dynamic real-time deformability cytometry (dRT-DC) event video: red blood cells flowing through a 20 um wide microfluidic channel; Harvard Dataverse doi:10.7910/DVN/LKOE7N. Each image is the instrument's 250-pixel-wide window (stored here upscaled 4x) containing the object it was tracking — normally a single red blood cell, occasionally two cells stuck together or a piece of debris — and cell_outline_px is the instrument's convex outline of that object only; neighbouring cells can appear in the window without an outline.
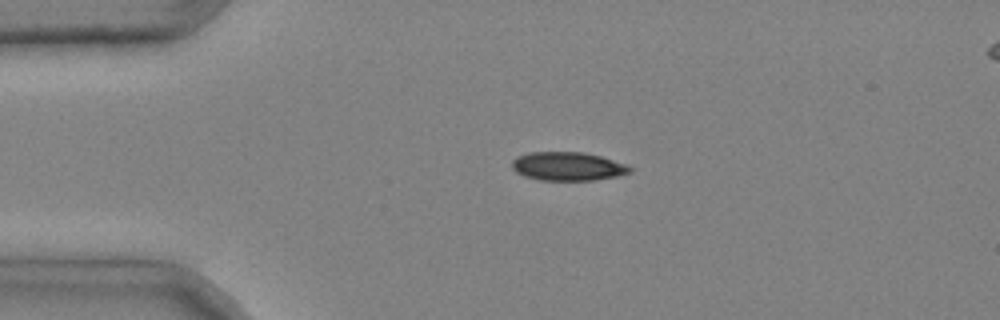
{"species": "common noctule bat (a hibernating species)", "species_latin": "Nyctalus noctula", "temperature_condition": "cold", "stored_images_in_passage": 2, "segment_of_instrument_passage": [1, 2], "camera_frame_rate_fps": 3000, "um_per_image_px": 0.085, "animal": {"sex": "male", "body_mass_g": 20.4}, "frame": {"image": 1, "passage_image": 1, "time_ms": 0.0, "image_size_px": [1000, 320], "cell_outline_px": [[632, 172], [616, 176], [592, 180], [540, 180], [524, 176], [516, 172], [512, 168], [512, 160], [516, 156], [528, 152], [584, 152], [600, 156], [628, 164], [632, 168]], "centroid_in_image_um": [48.25, 14.13], "position_along_channel_um": 36.7, "area_um2": 19.77}}